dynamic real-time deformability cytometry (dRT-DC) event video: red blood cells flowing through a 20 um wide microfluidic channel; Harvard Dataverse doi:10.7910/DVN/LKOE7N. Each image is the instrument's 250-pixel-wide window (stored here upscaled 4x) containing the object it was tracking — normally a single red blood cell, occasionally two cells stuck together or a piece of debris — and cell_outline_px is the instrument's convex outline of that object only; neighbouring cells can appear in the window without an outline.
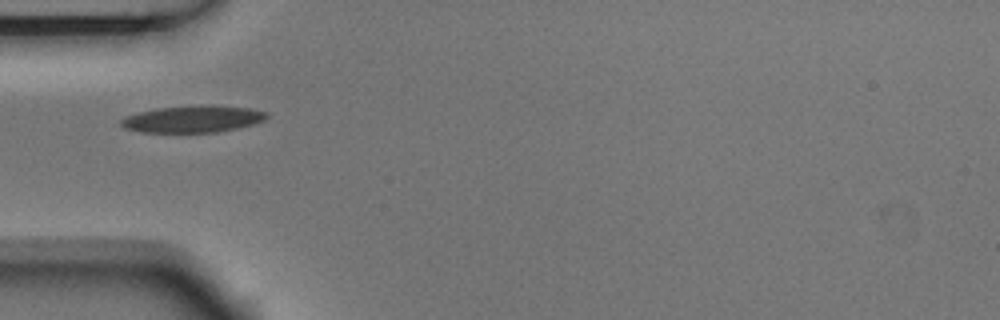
{"species": "Egyptian fruit bat (a non-hibernating species)", "species_latin": "Rousettus aegyptiacus", "temperature_condition": "room temperature", "stored_images_in_passage": 3, "camera_frame_rate_fps": 3000, "um_per_image_px": 0.085, "animal": {"sex": "male"}, "frame": {"image": 1, "passage_image": 1, "time_ms": 0.0, "image_size_px": [1000, 320], "cell_outline_px": [[268, 116], [264, 120], [252, 124], [236, 128], [216, 132], [140, 132], [124, 128], [120, 124], [120, 120], [124, 116], [156, 108], [208, 104], [248, 108], [268, 112]], "centroid_in_image_um": [16.37, 10.11], "position_along_channel_um": 68.6, "area_um2": 22.83}}
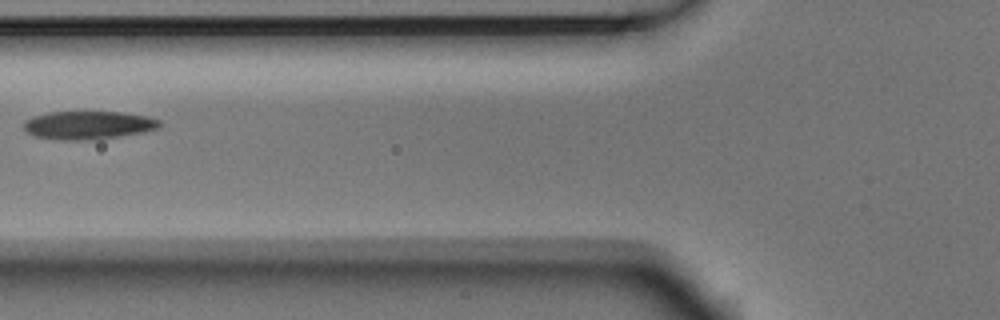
{"frame": {"image": 2, "passage_image": 2, "time_ms": 0.333, "image_size_px": [1000, 320], "cell_outline_px": [[160, 128], [100, 140], [60, 140], [32, 136], [24, 132], [24, 120], [32, 116], [48, 112], [124, 112], [148, 116], [160, 120]], "centroid_in_image_um": [7.46, 10.64], "position_along_channel_um": 118.3, "area_um2": 22.72}}
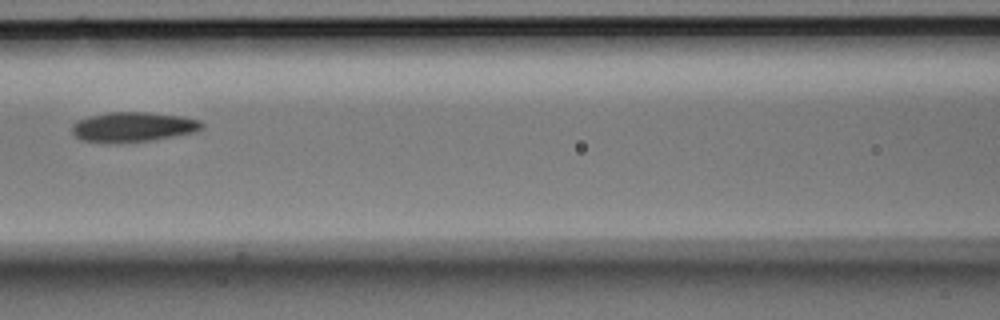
{"frame": {"image": 3, "passage_image": 3, "time_ms": 0.667, "image_size_px": [1000, 320], "cell_outline_px": [[204, 128], [196, 132], [152, 140], [80, 140], [72, 132], [72, 124], [76, 120], [88, 116], [108, 112], [148, 112], [180, 116], [200, 120], [204, 124]], "centroid_in_image_um": [11.36, 10.74], "position_along_channel_um": 155.2, "area_um2": 21.91}}